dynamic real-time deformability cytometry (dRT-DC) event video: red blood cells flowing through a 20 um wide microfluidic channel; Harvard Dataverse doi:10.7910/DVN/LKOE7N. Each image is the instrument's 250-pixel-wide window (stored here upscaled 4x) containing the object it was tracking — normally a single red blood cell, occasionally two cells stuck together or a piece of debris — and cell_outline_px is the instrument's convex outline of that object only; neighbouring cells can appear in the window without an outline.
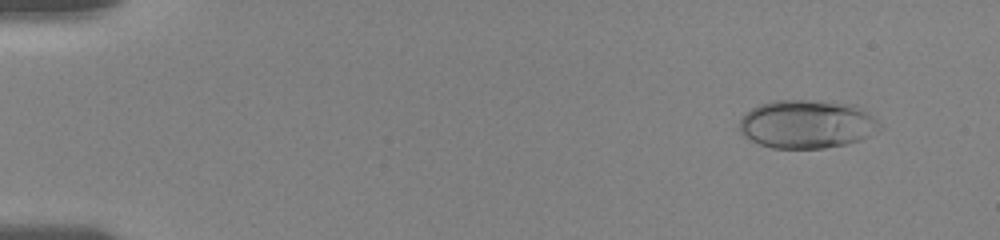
{"species": "human", "species_latin": "Homo sapiens", "temperature_condition": "room temperature", "stored_images_in_passage": 44, "camera_frame_rate_fps": 3000, "um_per_image_px": 0.085, "donor": {"sex": "female"}, "frame": {"image": 1, "passage_image": 4, "time_ms": 1.333, "image_size_px": [1000, 240], "cell_outline_px": [[880, 124], [868, 136], [860, 140], [844, 144], [824, 148], [772, 148], [760, 144], [744, 136], [740, 132], [740, 120], [752, 108], [760, 104], [776, 100], [816, 100], [856, 104], [872, 116]], "centroid_in_image_um": [68.57, 10.54], "position_along_channel_um": 16.4, "area_um2": 39.25}}
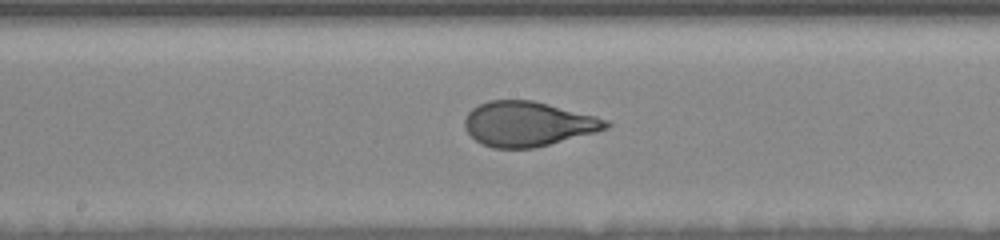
{"frame": {"image": 2, "passage_image": 25, "time_ms": 9.667, "image_size_px": [1000, 240], "cell_outline_px": [[612, 124], [608, 128], [596, 132], [532, 148], [492, 148], [480, 144], [464, 128], [464, 120], [468, 112], [472, 108], [488, 100], [532, 100], [596, 116], [608, 120]], "centroid_in_image_um": [44.85, 10.53], "position_along_channel_um": 203.3, "area_um2": 36.76}}
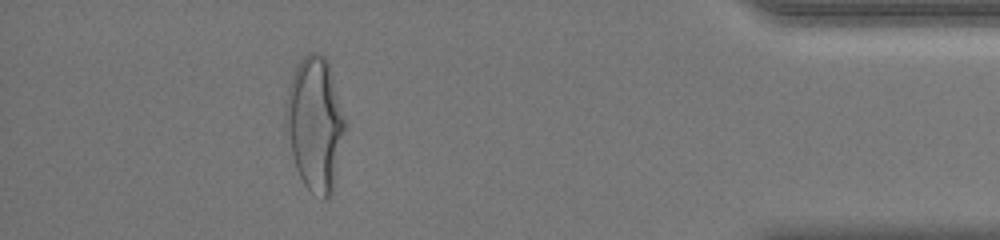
{"frame": {"image": 3, "passage_image": 40, "time_ms": 16.333, "image_size_px": [1000, 240], "cell_outline_px": [[344, 128], [332, 196], [328, 200], [324, 200], [308, 188], [304, 184], [296, 168], [292, 156], [284, 124], [288, 88], [292, 76], [300, 60], [308, 52], [316, 52], [324, 56], [328, 60], [332, 72], [344, 120]], "centroid_in_image_um": [26.75, 10.52], "position_along_channel_um": 408.5, "area_um2": 45.66}, "authors_computed_cell_mechanics": {"area_um2": 37.9746, "velocity_mm_per_s": 3.7079, "shape_relaxation_time_tau1_ms": 4.5134, "shape_relaxation_time_tau2_ms": null, "deformation_change_tau1": 0.2037, "deformation_change_tau2": null}}